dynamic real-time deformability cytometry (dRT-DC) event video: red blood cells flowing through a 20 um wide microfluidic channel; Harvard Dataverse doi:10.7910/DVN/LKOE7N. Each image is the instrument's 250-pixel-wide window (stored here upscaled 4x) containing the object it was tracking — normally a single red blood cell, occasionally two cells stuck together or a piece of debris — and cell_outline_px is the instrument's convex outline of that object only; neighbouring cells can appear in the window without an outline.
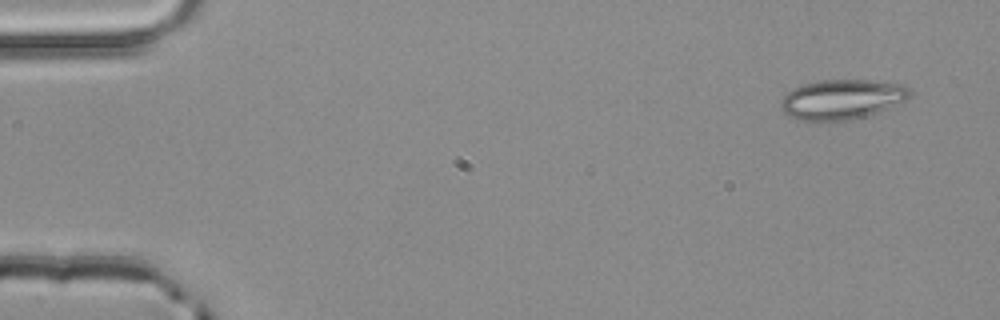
{"species": "common noctule bat (a hibernating species)", "species_latin": "Nyctalus noctula", "temperature_condition": "room temperature", "stored_images_in_passage": 4, "camera_frame_rate_fps": 3000, "um_per_image_px": 0.085, "animal": {"sex": "male", "body_mass_g": 20.4}, "frame": {"image": 1, "passage_image": 1, "time_ms": 0.0, "image_size_px": [1000, 320], "cell_outline_px": [[912, 92], [908, 100], [888, 108], [864, 116], [848, 120], [800, 120], [788, 116], [780, 108], [780, 100], [792, 88], [800, 84], [824, 80], [868, 80], [904, 84], [912, 88]], "centroid_in_image_um": [71.58, 8.43], "position_along_channel_um": 13.4, "area_um2": 30.11}}